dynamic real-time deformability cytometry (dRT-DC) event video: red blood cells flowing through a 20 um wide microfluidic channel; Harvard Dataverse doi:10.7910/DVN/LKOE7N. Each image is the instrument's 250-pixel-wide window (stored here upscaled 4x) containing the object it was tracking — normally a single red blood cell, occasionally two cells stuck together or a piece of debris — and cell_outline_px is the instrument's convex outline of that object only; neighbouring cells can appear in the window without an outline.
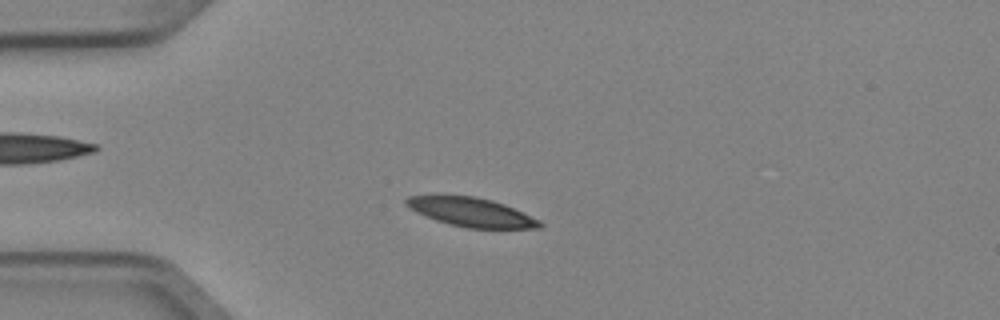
{"species": "Egyptian fruit bat (a non-hibernating species)", "species_latin": "Rousettus aegyptiacus", "temperature_condition": "cold", "stored_images_in_passage": 4, "camera_frame_rate_fps": 3000, "um_per_image_px": 0.085, "animal": {"sex": "female"}, "frame": {"image": 1, "passage_image": 3, "time_ms": 0.667, "image_size_px": [1000, 320], "cell_outline_px": [[544, 224], [540, 228], [468, 228], [436, 220], [416, 212], [404, 204], [404, 200], [408, 196], [476, 196], [492, 200], [504, 204], [540, 220]], "centroid_in_image_um": [40.07, 18.03], "position_along_channel_um": 44.9, "area_um2": 22.2}}
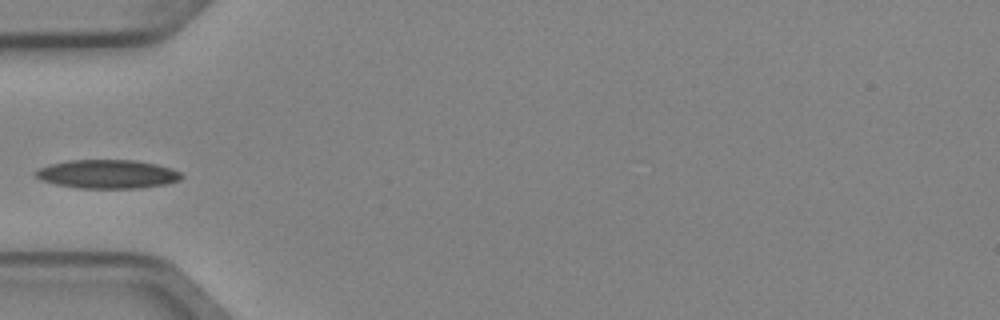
{"frame": {"image": 2, "passage_image": 4, "time_ms": 1.0, "image_size_px": [1000, 320], "cell_outline_px": [[184, 176], [180, 180], [164, 184], [140, 188], [80, 188], [56, 184], [40, 180], [32, 172], [36, 168], [68, 160], [136, 160], [156, 164], [180, 172]], "centroid_in_image_um": [9.09, 14.79], "position_along_channel_um": 75.9, "area_um2": 24.39}}